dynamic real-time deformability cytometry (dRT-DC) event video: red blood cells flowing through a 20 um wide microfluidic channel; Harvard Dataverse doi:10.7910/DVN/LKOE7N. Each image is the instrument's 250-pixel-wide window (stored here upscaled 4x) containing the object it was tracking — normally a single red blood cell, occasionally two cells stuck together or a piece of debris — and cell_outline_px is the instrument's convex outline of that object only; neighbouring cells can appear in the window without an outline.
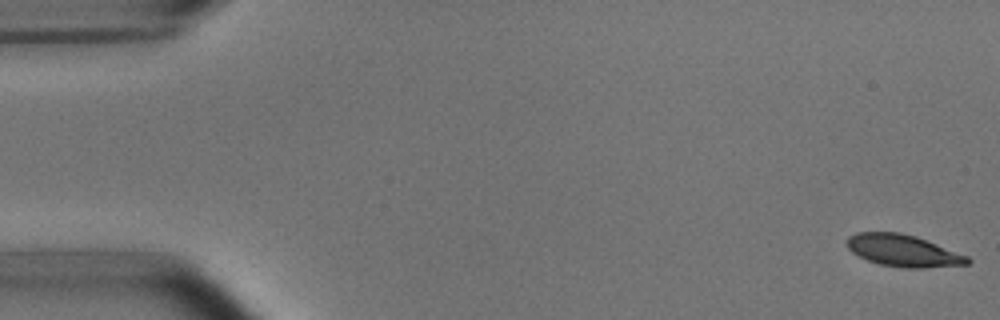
{"species": "common noctule bat (a hibernating species)", "species_latin": "Nyctalus noctula", "temperature_condition": "room temperature", "stored_images_in_passage": 6, "camera_frame_rate_fps": 3000, "um_per_image_px": 0.085, "animal": {"sex": "male", "body_mass_g": 15.6}, "frame": {"image": 1, "passage_image": 1, "time_ms": 0.0, "image_size_px": [1000, 320], "cell_outline_px": [[972, 260], [968, 264], [924, 268], [904, 268], [880, 264], [868, 260], [852, 252], [844, 244], [848, 236], [856, 232], [900, 232], [916, 236], [968, 256]], "centroid_in_image_um": [76.75, 21.3], "position_along_channel_um": 8.3, "area_um2": 22.48}}
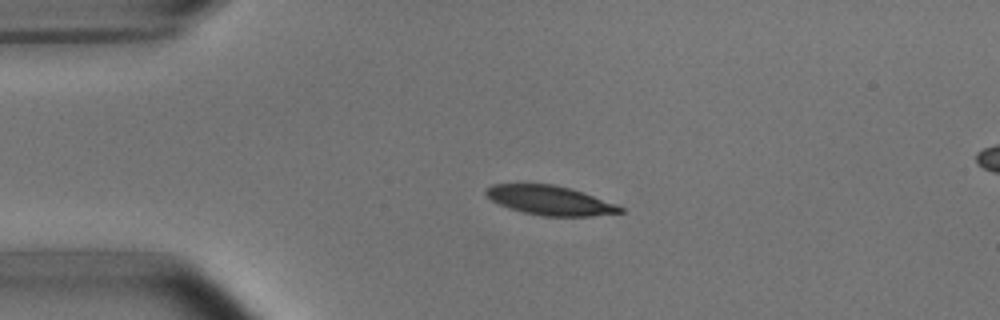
{"frame": {"image": 2, "passage_image": 4, "time_ms": 3.667, "image_size_px": [1000, 320], "cell_outline_px": [[624, 212], [592, 216], [544, 216], [524, 212], [508, 208], [492, 200], [484, 192], [492, 184], [552, 184], [568, 188], [616, 204], [624, 208]], "centroid_in_image_um": [46.74, 17.04], "position_along_channel_um": 38.3, "area_um2": 22.48}}